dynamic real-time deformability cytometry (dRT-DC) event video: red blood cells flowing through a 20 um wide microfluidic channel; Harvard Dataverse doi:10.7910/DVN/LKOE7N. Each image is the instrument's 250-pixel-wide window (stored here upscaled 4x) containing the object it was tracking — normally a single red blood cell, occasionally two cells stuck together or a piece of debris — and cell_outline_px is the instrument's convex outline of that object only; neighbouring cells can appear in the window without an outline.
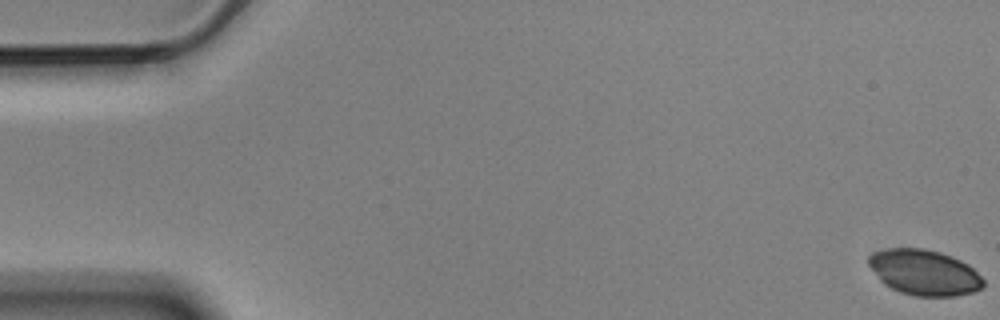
{"species": "Egyptian fruit bat (a non-hibernating species)", "species_latin": "Rousettus aegyptiacus", "temperature_condition": "cold", "stored_images_in_passage": 8, "camera_frame_rate_fps": 3000, "um_per_image_px": 0.085, "animal": {"sex": "male"}, "frame": {"image": 1, "passage_image": 1, "time_ms": 0.0, "image_size_px": [1000, 320], "cell_outline_px": [[984, 284], [980, 288], [972, 292], [952, 296], [916, 296], [900, 292], [884, 284], [880, 280], [868, 264], [868, 256], [872, 252], [884, 248], [924, 248], [940, 252], [952, 256], [968, 264], [984, 280]], "centroid_in_image_um": [78.53, 23.14], "position_along_channel_um": 6.5, "area_um2": 30.4}}
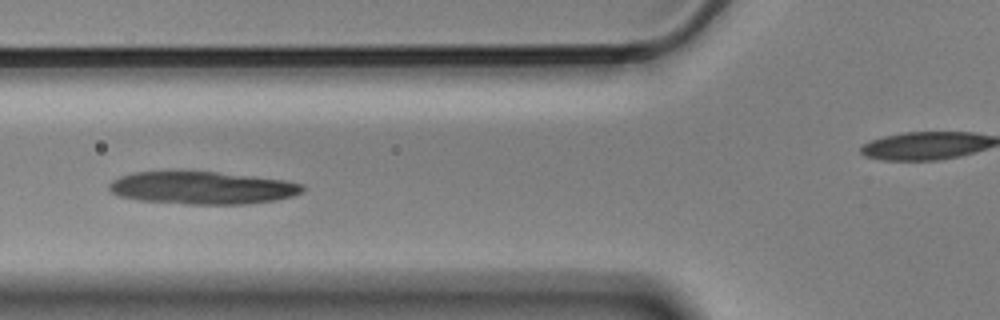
{"frame": {"image": 2, "passage_image": 7, "time_ms": 2.0, "image_size_px": [1000, 320], "cell_outline_px": [[304, 188], [300, 192], [292, 196], [276, 200], [248, 204], [188, 204], [136, 200], [120, 196], [112, 192], [108, 188], [108, 184], [112, 180], [120, 176], [136, 172], [216, 172], [252, 176], [284, 180], [304, 184]], "centroid_in_image_um": [17.18, 15.97], "position_along_channel_um": 108.6, "area_um2": 36.59}}